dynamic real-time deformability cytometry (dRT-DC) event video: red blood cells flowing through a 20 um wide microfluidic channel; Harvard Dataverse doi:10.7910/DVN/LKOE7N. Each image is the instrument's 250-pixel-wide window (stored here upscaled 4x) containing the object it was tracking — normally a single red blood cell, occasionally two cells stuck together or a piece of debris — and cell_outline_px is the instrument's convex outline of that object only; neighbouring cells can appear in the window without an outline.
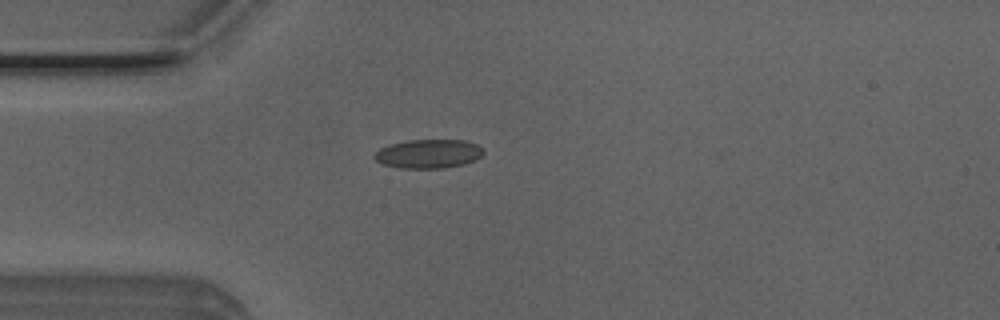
{"species": "Egyptian fruit bat (a non-hibernating species)", "species_latin": "Rousettus aegyptiacus", "temperature_condition": "room temperature", "stored_images_in_passage": 2, "camera_frame_rate_fps": 3000, "um_per_image_px": 0.085, "animal": {"sex": "male"}, "frame": {"image": 1, "passage_image": 1, "time_ms": 0.0, "image_size_px": [1000, 320], "cell_outline_px": [[484, 152], [476, 160], [464, 164], [444, 168], [400, 168], [384, 164], [376, 160], [372, 156], [380, 148], [388, 144], [408, 140], [464, 140], [476, 144]], "centroid_in_image_um": [36.4, 13.07], "position_along_channel_um": 48.6, "area_um2": 18.32}}